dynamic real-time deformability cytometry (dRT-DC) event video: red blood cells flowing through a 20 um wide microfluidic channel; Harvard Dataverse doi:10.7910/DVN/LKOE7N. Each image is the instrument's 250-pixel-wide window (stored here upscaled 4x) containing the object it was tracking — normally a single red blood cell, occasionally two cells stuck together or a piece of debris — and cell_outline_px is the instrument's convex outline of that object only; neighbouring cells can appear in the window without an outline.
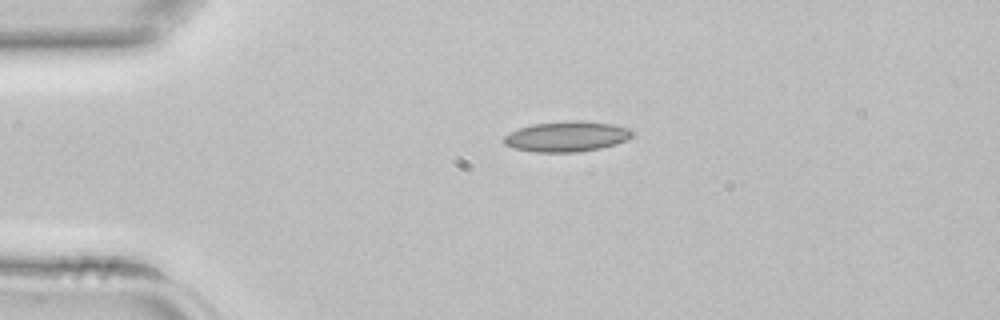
{"species": "common noctule bat (a hibernating species)", "species_latin": "Nyctalus noctula", "temperature_condition": "room temperature", "stored_images_in_passage": 34, "camera_frame_rate_fps": 3000, "um_per_image_px": 0.085, "animal": {"sex": "female", "body_mass_g": 22.7, "forearm_length_mm": 54.2}, "frame": {"image": 1, "passage_image": 1, "time_ms": 0.0, "image_size_px": [1000, 320], "cell_outline_px": [[632, 136], [616, 144], [600, 148], [580, 152], [532, 152], [512, 148], [504, 144], [504, 136], [520, 128], [532, 124], [568, 120], [584, 120], [612, 124], [632, 128]], "centroid_in_image_um": [48.18, 11.6], "position_along_channel_um": 36.8, "area_um2": 22.89}}
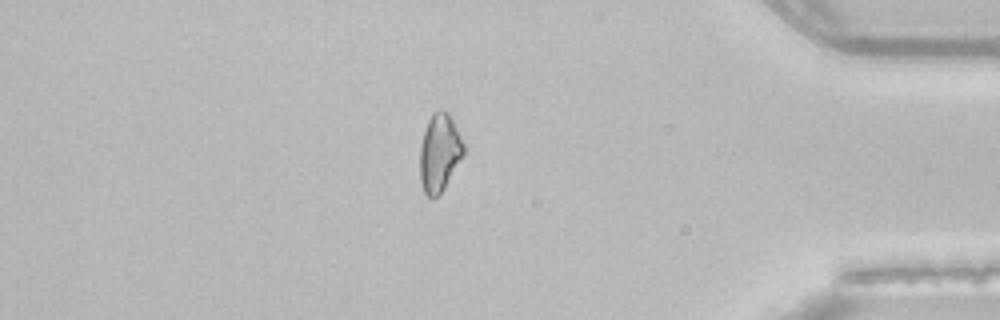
{"frame": {"image": 2, "passage_image": 28, "time_ms": 9.0, "image_size_px": [1000, 320], "cell_outline_px": [[464, 156], [444, 188], [432, 200], [424, 192], [420, 180], [420, 144], [428, 120], [432, 112], [440, 108], [444, 108], [448, 112], [464, 144]], "centroid_in_image_um": [37.35, 12.97], "position_along_channel_um": 397.8, "area_um2": 19.94}}